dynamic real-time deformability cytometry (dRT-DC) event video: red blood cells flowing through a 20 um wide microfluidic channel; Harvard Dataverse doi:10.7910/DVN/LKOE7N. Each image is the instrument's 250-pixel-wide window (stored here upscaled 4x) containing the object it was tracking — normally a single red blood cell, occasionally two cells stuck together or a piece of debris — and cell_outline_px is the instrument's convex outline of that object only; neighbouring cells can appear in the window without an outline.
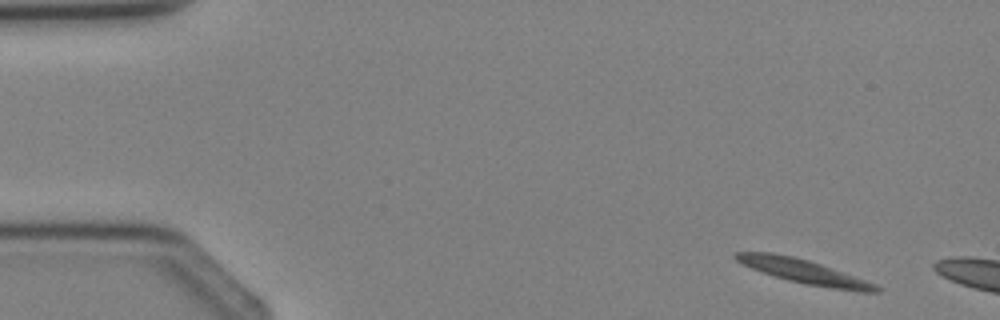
{"species": "Egyptian fruit bat (a non-hibernating species)", "species_latin": "Rousettus aegyptiacus", "temperature_condition": "cold", "stored_images_in_passage": 4, "segment_of_instrument_passage": [2, 2], "camera_frame_rate_fps": 3000, "um_per_image_px": 0.085, "animal": {"sex": "female"}, "frame": {"image": 1, "passage_image": 4, "time_ms": 3.667, "image_size_px": [1000, 320], "cell_outline_px": [[880, 292], [860, 292], [804, 284], [788, 280], [752, 268], [736, 260], [732, 256], [736, 252], [772, 252], [792, 256], [808, 260], [820, 264], [876, 284], [880, 288]], "centroid_in_image_um": [68.33, 23.08], "position_along_channel_um": 16.7, "area_um2": 19.31}}